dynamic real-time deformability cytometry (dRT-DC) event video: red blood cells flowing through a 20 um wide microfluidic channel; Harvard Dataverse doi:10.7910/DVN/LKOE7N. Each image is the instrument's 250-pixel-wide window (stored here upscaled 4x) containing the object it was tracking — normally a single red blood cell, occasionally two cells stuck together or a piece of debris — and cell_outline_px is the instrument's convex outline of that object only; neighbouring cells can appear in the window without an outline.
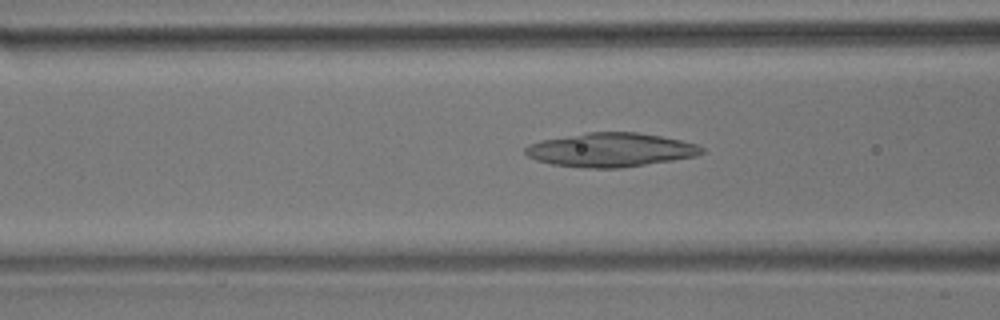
{"species": "common noctule bat (a hibernating species)", "species_latin": "Nyctalus noctula", "temperature_condition": "room temperature", "stored_images_in_passage": 54, "camera_frame_rate_fps": 3000, "um_per_image_px": 0.085, "animal": {"sex": "male", "body_mass_g": 17.9}, "frame": {"image": 1, "passage_image": 20, "time_ms": 6.333, "image_size_px": [1000, 320], "cell_outline_px": [[704, 152], [696, 156], [672, 160], [620, 168], [584, 168], [552, 164], [536, 160], [528, 156], [524, 152], [524, 148], [528, 144], [540, 140], [588, 132], [636, 132], [660, 136], [680, 140], [696, 144], [704, 148]], "centroid_in_image_um": [51.87, 12.74], "position_along_channel_um": 114.7, "area_um2": 34.8}}
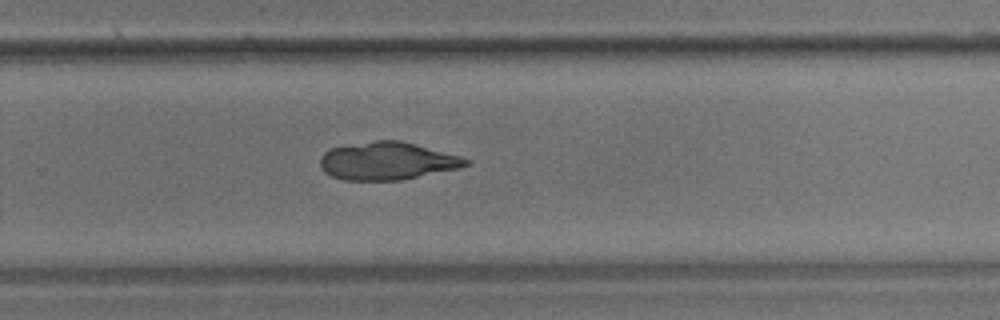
{"frame": {"image": 2, "passage_image": 35, "time_ms": 11.333, "image_size_px": [1000, 320], "cell_outline_px": [[472, 164], [460, 168], [400, 180], [344, 180], [332, 176], [324, 172], [320, 168], [320, 156], [324, 152], [332, 148], [348, 144], [376, 140], [400, 140], [460, 156], [472, 160]], "centroid_in_image_um": [32.92, 13.68], "position_along_channel_um": 296.9, "area_um2": 32.19}}
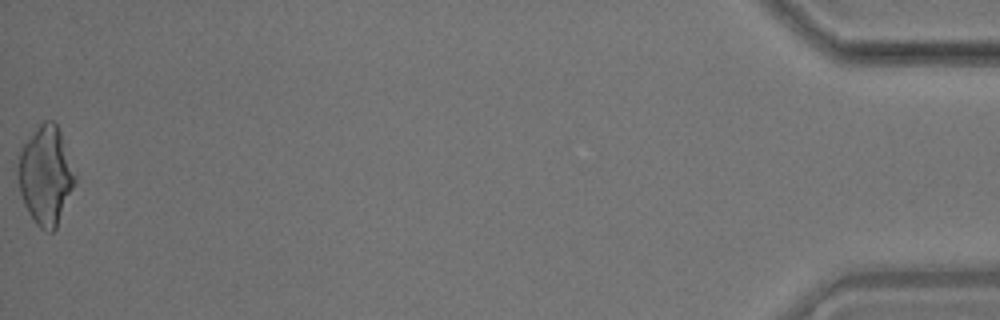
{"frame": {"image": 3, "passage_image": 54, "time_ms": 17.667, "image_size_px": [1000, 320], "cell_outline_px": [[76, 184], [56, 228], [52, 232], [48, 232], [40, 228], [36, 224], [28, 212], [24, 204], [20, 192], [16, 176], [16, 168], [20, 152], [24, 144], [40, 124], [44, 120], [52, 120], [56, 124], [60, 132], [76, 176]], "centroid_in_image_um": [3.87, 14.95], "position_along_channel_um": 431.3, "area_um2": 32.71}}